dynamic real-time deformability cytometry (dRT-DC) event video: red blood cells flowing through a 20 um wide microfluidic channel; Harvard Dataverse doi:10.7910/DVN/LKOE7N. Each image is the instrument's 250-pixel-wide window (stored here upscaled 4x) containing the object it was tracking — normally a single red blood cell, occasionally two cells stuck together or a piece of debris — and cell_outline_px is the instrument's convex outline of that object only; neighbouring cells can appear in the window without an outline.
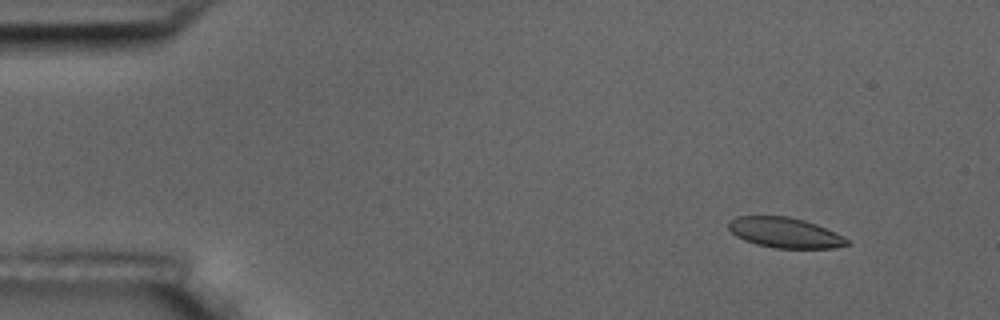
{"species": "common noctule bat (a hibernating species)", "species_latin": "Nyctalus noctula", "temperature_condition": "room temperature", "stored_images_in_passage": 4, "camera_frame_rate_fps": 3000, "um_per_image_px": 0.085, "animal": {"sex": "male", "body_mass_g": 17.5, "forearm_length_mm": 52.3}, "frame": {"image": 1, "passage_image": 1, "time_ms": 0.0, "image_size_px": [1000, 320], "cell_outline_px": [[848, 244], [832, 248], [772, 248], [756, 244], [744, 240], [736, 236], [728, 228], [728, 220], [736, 216], [788, 216], [804, 220], [816, 224], [836, 232], [848, 240]], "centroid_in_image_um": [66.67, 19.77], "position_along_channel_um": 18.3, "area_um2": 20.92}}
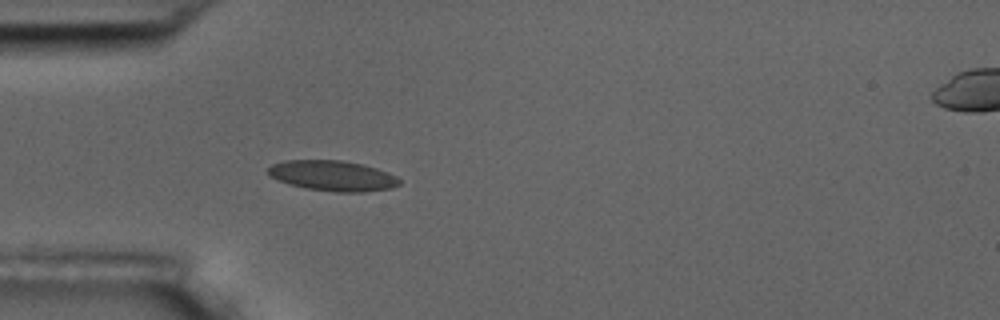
{"frame": {"image": 2, "passage_image": 4, "time_ms": 3.667, "image_size_px": [1000, 320], "cell_outline_px": [[400, 184], [392, 188], [364, 192], [336, 192], [308, 188], [288, 184], [268, 176], [268, 168], [272, 164], [284, 160], [344, 160], [364, 164], [376, 168], [396, 176], [400, 180]], "centroid_in_image_um": [28.27, 14.93], "position_along_channel_um": 56.7, "area_um2": 23.35}}